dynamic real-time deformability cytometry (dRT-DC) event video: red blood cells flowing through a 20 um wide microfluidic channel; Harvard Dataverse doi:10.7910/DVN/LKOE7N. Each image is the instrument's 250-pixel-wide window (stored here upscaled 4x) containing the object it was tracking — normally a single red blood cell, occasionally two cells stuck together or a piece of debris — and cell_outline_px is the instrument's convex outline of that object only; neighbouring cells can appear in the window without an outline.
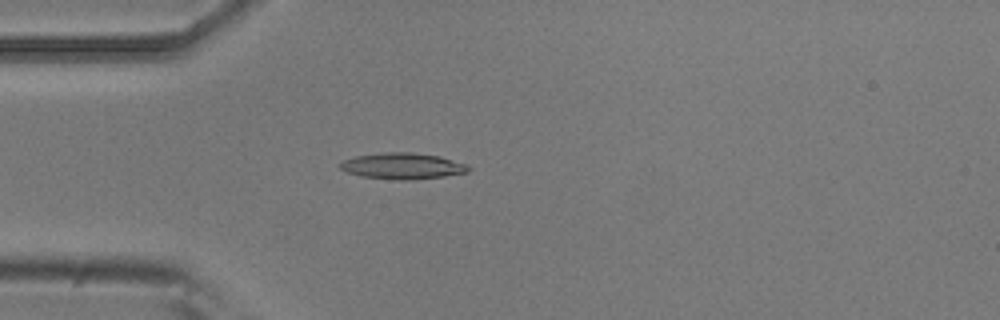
{"species": "common noctule bat (a hibernating species)", "species_latin": "Nyctalus noctula", "temperature_condition": "room temperature", "stored_images_in_passage": 4, "camera_frame_rate_fps": 3000, "um_per_image_px": 0.085, "animal": {"sex": "male", "body_mass_g": 20.5, "forearm_length_mm": 52.5}, "frame": {"image": 1, "passage_image": 4, "time_ms": 1.0, "image_size_px": [1000, 320], "cell_outline_px": [[472, 168], [468, 172], [444, 176], [412, 180], [396, 180], [360, 176], [348, 172], [340, 168], [336, 164], [344, 160], [356, 156], [388, 152], [408, 152], [440, 156], [468, 164]], "centroid_in_image_um": [34.24, 14.11], "position_along_channel_um": 50.8, "area_um2": 19.65}}